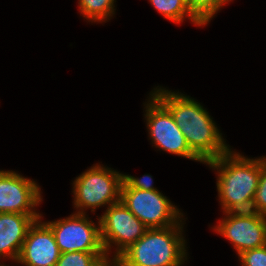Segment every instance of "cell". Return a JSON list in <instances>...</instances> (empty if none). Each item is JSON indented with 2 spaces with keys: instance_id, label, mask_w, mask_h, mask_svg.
Returning <instances> with one entry per match:
<instances>
[{
  "instance_id": "6da1fadb",
  "label": "cell",
  "mask_w": 266,
  "mask_h": 266,
  "mask_svg": "<svg viewBox=\"0 0 266 266\" xmlns=\"http://www.w3.org/2000/svg\"><path fill=\"white\" fill-rule=\"evenodd\" d=\"M157 86L152 93L172 114L191 151L206 164L230 150L203 106L189 96Z\"/></svg>"
},
{
  "instance_id": "7a4b0ae2",
  "label": "cell",
  "mask_w": 266,
  "mask_h": 266,
  "mask_svg": "<svg viewBox=\"0 0 266 266\" xmlns=\"http://www.w3.org/2000/svg\"><path fill=\"white\" fill-rule=\"evenodd\" d=\"M206 164L217 170L216 186L223 213L252 211L261 175V158L250 159L230 149Z\"/></svg>"
},
{
  "instance_id": "3957f363",
  "label": "cell",
  "mask_w": 266,
  "mask_h": 266,
  "mask_svg": "<svg viewBox=\"0 0 266 266\" xmlns=\"http://www.w3.org/2000/svg\"><path fill=\"white\" fill-rule=\"evenodd\" d=\"M182 220L170 227L148 228L118 258L121 266H182L187 260Z\"/></svg>"
},
{
  "instance_id": "277c9868",
  "label": "cell",
  "mask_w": 266,
  "mask_h": 266,
  "mask_svg": "<svg viewBox=\"0 0 266 266\" xmlns=\"http://www.w3.org/2000/svg\"><path fill=\"white\" fill-rule=\"evenodd\" d=\"M123 175L109 167L95 164L89 170L80 174L73 181L75 213L85 214V210L91 208V212L97 207H108L120 201Z\"/></svg>"
},
{
  "instance_id": "5b68a950",
  "label": "cell",
  "mask_w": 266,
  "mask_h": 266,
  "mask_svg": "<svg viewBox=\"0 0 266 266\" xmlns=\"http://www.w3.org/2000/svg\"><path fill=\"white\" fill-rule=\"evenodd\" d=\"M120 201L147 228L170 227L184 220L179 208L158 190L121 188Z\"/></svg>"
},
{
  "instance_id": "8992f818",
  "label": "cell",
  "mask_w": 266,
  "mask_h": 266,
  "mask_svg": "<svg viewBox=\"0 0 266 266\" xmlns=\"http://www.w3.org/2000/svg\"><path fill=\"white\" fill-rule=\"evenodd\" d=\"M97 220L100 221L101 240L107 256L114 244L117 247L113 256L119 257L148 230L121 201L107 207Z\"/></svg>"
},
{
  "instance_id": "52a82bcc",
  "label": "cell",
  "mask_w": 266,
  "mask_h": 266,
  "mask_svg": "<svg viewBox=\"0 0 266 266\" xmlns=\"http://www.w3.org/2000/svg\"><path fill=\"white\" fill-rule=\"evenodd\" d=\"M145 103L147 130L156 148L187 159L202 162L188 146L171 112L152 94Z\"/></svg>"
},
{
  "instance_id": "ba28073f",
  "label": "cell",
  "mask_w": 266,
  "mask_h": 266,
  "mask_svg": "<svg viewBox=\"0 0 266 266\" xmlns=\"http://www.w3.org/2000/svg\"><path fill=\"white\" fill-rule=\"evenodd\" d=\"M45 223L51 228L60 253L105 252L100 221L97 226L86 214L73 213L65 219Z\"/></svg>"
},
{
  "instance_id": "9c48e42d",
  "label": "cell",
  "mask_w": 266,
  "mask_h": 266,
  "mask_svg": "<svg viewBox=\"0 0 266 266\" xmlns=\"http://www.w3.org/2000/svg\"><path fill=\"white\" fill-rule=\"evenodd\" d=\"M214 226L216 233L233 244L237 254L266 245V217L254 211L225 212Z\"/></svg>"
},
{
  "instance_id": "30bf717a",
  "label": "cell",
  "mask_w": 266,
  "mask_h": 266,
  "mask_svg": "<svg viewBox=\"0 0 266 266\" xmlns=\"http://www.w3.org/2000/svg\"><path fill=\"white\" fill-rule=\"evenodd\" d=\"M41 202V189L36 181L12 170H0V213L40 214L35 207Z\"/></svg>"
},
{
  "instance_id": "8fae6325",
  "label": "cell",
  "mask_w": 266,
  "mask_h": 266,
  "mask_svg": "<svg viewBox=\"0 0 266 266\" xmlns=\"http://www.w3.org/2000/svg\"><path fill=\"white\" fill-rule=\"evenodd\" d=\"M60 254L51 228L40 218L28 229L16 262L25 266H56Z\"/></svg>"
},
{
  "instance_id": "7c38bea8",
  "label": "cell",
  "mask_w": 266,
  "mask_h": 266,
  "mask_svg": "<svg viewBox=\"0 0 266 266\" xmlns=\"http://www.w3.org/2000/svg\"><path fill=\"white\" fill-rule=\"evenodd\" d=\"M41 214L0 213V258L17 261L28 229Z\"/></svg>"
},
{
  "instance_id": "4fadbf2b",
  "label": "cell",
  "mask_w": 266,
  "mask_h": 266,
  "mask_svg": "<svg viewBox=\"0 0 266 266\" xmlns=\"http://www.w3.org/2000/svg\"><path fill=\"white\" fill-rule=\"evenodd\" d=\"M151 5L163 15L164 18L180 24L188 18L194 25L204 26L189 10L183 0H149ZM187 16V17H186Z\"/></svg>"
},
{
  "instance_id": "5bb4252c",
  "label": "cell",
  "mask_w": 266,
  "mask_h": 266,
  "mask_svg": "<svg viewBox=\"0 0 266 266\" xmlns=\"http://www.w3.org/2000/svg\"><path fill=\"white\" fill-rule=\"evenodd\" d=\"M116 0H79L80 14L89 22H106L114 15Z\"/></svg>"
},
{
  "instance_id": "9a60e30c",
  "label": "cell",
  "mask_w": 266,
  "mask_h": 266,
  "mask_svg": "<svg viewBox=\"0 0 266 266\" xmlns=\"http://www.w3.org/2000/svg\"><path fill=\"white\" fill-rule=\"evenodd\" d=\"M230 1L233 0H190V11L205 26Z\"/></svg>"
},
{
  "instance_id": "2e32d148",
  "label": "cell",
  "mask_w": 266,
  "mask_h": 266,
  "mask_svg": "<svg viewBox=\"0 0 266 266\" xmlns=\"http://www.w3.org/2000/svg\"><path fill=\"white\" fill-rule=\"evenodd\" d=\"M105 256V252L61 253L56 266H95Z\"/></svg>"
},
{
  "instance_id": "e0dca14e",
  "label": "cell",
  "mask_w": 266,
  "mask_h": 266,
  "mask_svg": "<svg viewBox=\"0 0 266 266\" xmlns=\"http://www.w3.org/2000/svg\"><path fill=\"white\" fill-rule=\"evenodd\" d=\"M252 211L266 217V157H261V175L252 203Z\"/></svg>"
},
{
  "instance_id": "ac0fdd59",
  "label": "cell",
  "mask_w": 266,
  "mask_h": 266,
  "mask_svg": "<svg viewBox=\"0 0 266 266\" xmlns=\"http://www.w3.org/2000/svg\"><path fill=\"white\" fill-rule=\"evenodd\" d=\"M242 266H266V245L238 255Z\"/></svg>"
},
{
  "instance_id": "d6986e66",
  "label": "cell",
  "mask_w": 266,
  "mask_h": 266,
  "mask_svg": "<svg viewBox=\"0 0 266 266\" xmlns=\"http://www.w3.org/2000/svg\"><path fill=\"white\" fill-rule=\"evenodd\" d=\"M153 179L151 175H144L141 178H135L131 175H123V184L121 188H134L144 191L157 190L153 187Z\"/></svg>"
},
{
  "instance_id": "ffe728a7",
  "label": "cell",
  "mask_w": 266,
  "mask_h": 266,
  "mask_svg": "<svg viewBox=\"0 0 266 266\" xmlns=\"http://www.w3.org/2000/svg\"><path fill=\"white\" fill-rule=\"evenodd\" d=\"M113 258H109V256H105L102 258L95 266H121L118 257L111 256Z\"/></svg>"
},
{
  "instance_id": "44dd1931",
  "label": "cell",
  "mask_w": 266,
  "mask_h": 266,
  "mask_svg": "<svg viewBox=\"0 0 266 266\" xmlns=\"http://www.w3.org/2000/svg\"><path fill=\"white\" fill-rule=\"evenodd\" d=\"M183 1L187 4V6H188V8L190 10V0H183Z\"/></svg>"
}]
</instances>
